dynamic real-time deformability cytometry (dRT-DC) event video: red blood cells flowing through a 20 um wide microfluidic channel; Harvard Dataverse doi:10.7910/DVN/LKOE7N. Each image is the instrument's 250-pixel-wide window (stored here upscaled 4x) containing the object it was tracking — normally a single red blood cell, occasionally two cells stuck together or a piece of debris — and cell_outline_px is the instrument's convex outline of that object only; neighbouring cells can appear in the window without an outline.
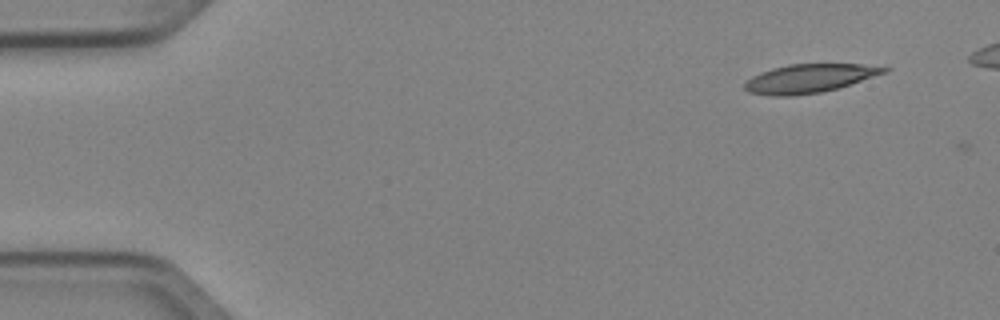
{"species": "Egyptian fruit bat (a non-hibernating species)", "species_latin": "Rousettus aegyptiacus", "temperature_condition": "cold", "stored_images_in_passage": 4, "camera_frame_rate_fps": 3000, "um_per_image_px": 0.085, "animal": {"sex": "female"}, "frame": {"image": 1, "passage_image": 1, "time_ms": 0.0, "image_size_px": [1000, 320], "cell_outline_px": [[892, 68], [888, 72], [836, 88], [820, 92], [792, 96], [772, 96], [748, 92], [744, 88], [744, 84], [752, 76], [760, 72], [772, 68], [788, 64], [860, 64]], "centroid_in_image_um": [68.77, 6.66], "position_along_channel_um": 16.2, "area_um2": 23.12}}